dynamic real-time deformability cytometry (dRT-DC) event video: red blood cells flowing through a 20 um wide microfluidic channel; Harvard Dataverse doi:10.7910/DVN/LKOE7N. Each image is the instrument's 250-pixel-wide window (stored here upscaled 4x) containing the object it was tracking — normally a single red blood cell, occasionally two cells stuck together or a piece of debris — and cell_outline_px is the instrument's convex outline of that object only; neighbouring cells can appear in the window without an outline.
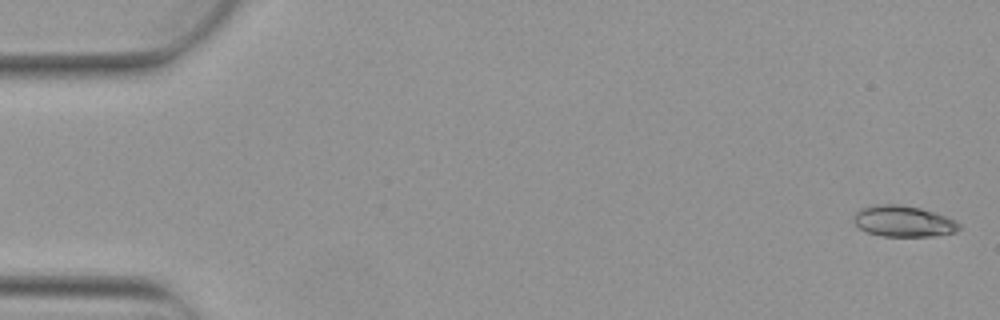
{"species": "Egyptian fruit bat (a non-hibernating species)", "species_latin": "Rousettus aegyptiacus", "temperature_condition": "warm", "stored_images_in_passage": 5, "camera_frame_rate_fps": 3000, "um_per_image_px": 0.085, "animal": {"sex": "female"}, "frame": {"image": 1, "passage_image": 1, "time_ms": 0.0, "image_size_px": [1000, 320], "cell_outline_px": [[960, 228], [956, 232], [932, 236], [884, 236], [868, 232], [860, 228], [852, 220], [852, 216], [860, 208], [872, 204], [900, 204], [920, 208], [956, 220], [960, 224]], "centroid_in_image_um": [76.75, 18.79], "position_along_channel_um": 8.2, "area_um2": 19.13}}
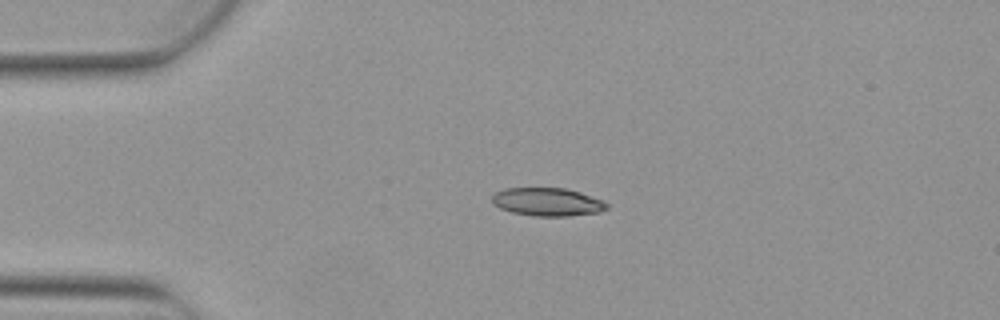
{"frame": {"image": 2, "passage_image": 4, "time_ms": 1.0, "image_size_px": [1000, 320], "cell_outline_px": [[608, 208], [600, 212], [568, 216], [532, 216], [512, 212], [500, 208], [492, 204], [492, 196], [496, 192], [504, 188], [564, 188], [580, 192], [604, 200], [608, 204]], "centroid_in_image_um": [46.54, 17.16], "position_along_channel_um": 38.5, "area_um2": 18.96}}